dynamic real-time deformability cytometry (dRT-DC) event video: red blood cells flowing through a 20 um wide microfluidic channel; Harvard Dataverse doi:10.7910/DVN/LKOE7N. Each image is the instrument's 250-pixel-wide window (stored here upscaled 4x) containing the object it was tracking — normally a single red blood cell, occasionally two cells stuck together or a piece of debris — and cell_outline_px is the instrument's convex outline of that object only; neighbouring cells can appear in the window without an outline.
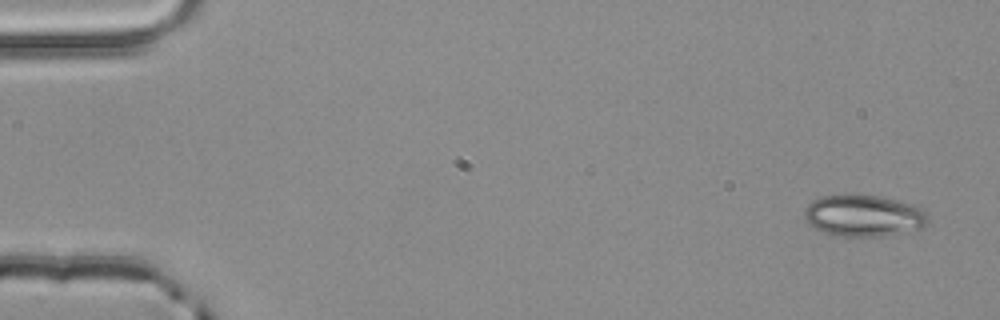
{"species": "common noctule bat (a hibernating species)", "species_latin": "Nyctalus noctula", "temperature_condition": "room temperature", "stored_images_in_passage": 3, "camera_frame_rate_fps": 3000, "um_per_image_px": 0.085, "animal": {"sex": "male", "body_mass_g": 20.4}, "frame": {"image": 1, "passage_image": 1, "time_ms": 0.0, "image_size_px": [1000, 320], "cell_outline_px": [[928, 224], [920, 228], [884, 236], [836, 236], [824, 232], [808, 224], [804, 220], [804, 212], [808, 204], [812, 200], [820, 196], [844, 192], [852, 192], [880, 196], [896, 200], [920, 208], [924, 212], [928, 220]], "centroid_in_image_um": [73.32, 18.29], "position_along_channel_um": 11.7, "area_um2": 30.46}}